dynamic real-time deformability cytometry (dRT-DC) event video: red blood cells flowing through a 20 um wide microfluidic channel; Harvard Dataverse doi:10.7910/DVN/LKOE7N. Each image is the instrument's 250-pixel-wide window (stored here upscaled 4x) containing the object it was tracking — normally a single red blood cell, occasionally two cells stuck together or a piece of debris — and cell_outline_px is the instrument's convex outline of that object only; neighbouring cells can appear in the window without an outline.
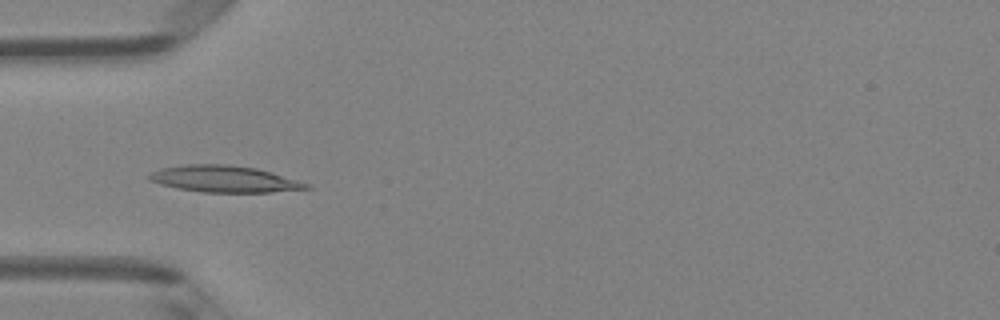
{"species": "Egyptian fruit bat (a non-hibernating species)", "species_latin": "Rousettus aegyptiacus", "temperature_condition": "room temperature", "stored_images_in_passage": 6, "camera_frame_rate_fps": 3000, "um_per_image_px": 0.085, "animal": {"sex": "female"}, "frame": {"image": 1, "passage_image": 5, "time_ms": 4.667, "image_size_px": [1000, 320], "cell_outline_px": [[312, 188], [272, 192], [204, 192], [176, 188], [160, 184], [148, 180], [148, 176], [152, 172], [160, 168], [184, 164], [228, 164], [256, 168], [312, 184]], "centroid_in_image_um": [19.06, 15.21], "position_along_channel_um": 65.9, "area_um2": 24.39}}
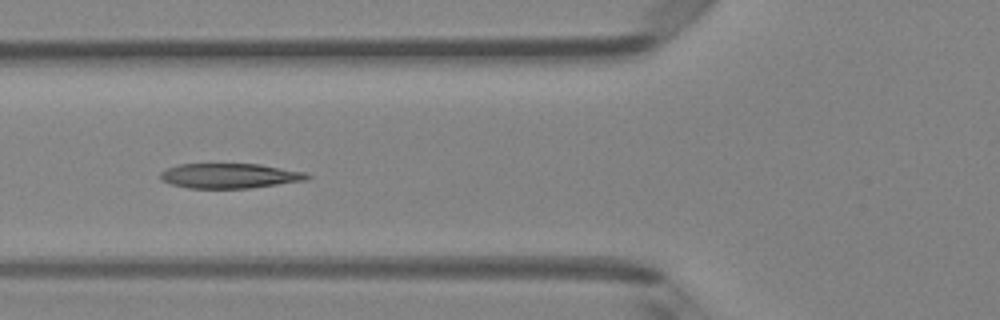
{"frame": {"image": 2, "passage_image": 6, "time_ms": 5.667, "image_size_px": [1000, 320], "cell_outline_px": [[312, 176], [304, 180], [248, 188], [188, 188], [172, 184], [160, 180], [160, 172], [168, 168], [180, 164], [260, 164], [304, 172]], "centroid_in_image_um": [19.48, 14.94], "position_along_channel_um": 106.3, "area_um2": 21.04}}